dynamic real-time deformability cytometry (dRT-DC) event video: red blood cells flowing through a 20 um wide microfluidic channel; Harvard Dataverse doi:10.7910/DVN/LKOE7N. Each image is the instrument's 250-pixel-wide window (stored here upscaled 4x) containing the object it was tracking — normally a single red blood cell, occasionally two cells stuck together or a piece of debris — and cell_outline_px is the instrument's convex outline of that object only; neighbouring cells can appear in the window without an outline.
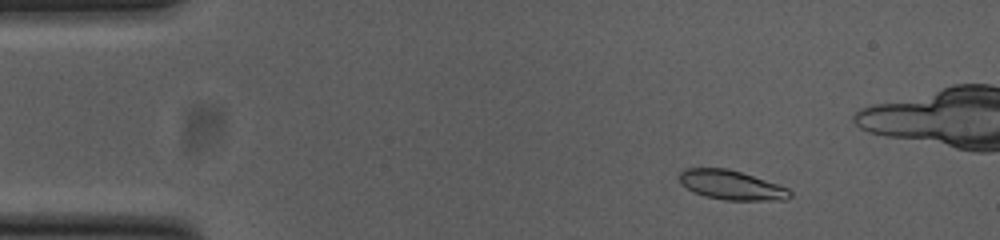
{"species": "common noctule bat (a hibernating species)", "species_latin": "Nyctalus noctula", "temperature_condition": "cold", "stored_images_in_passage": 33, "camera_frame_rate_fps": 3000, "um_per_image_px": 0.085, "animal": {"sex": "female", "body_mass_g": 23.0, "forearm_length_mm": 53.4}, "frame": {"image": 1, "passage_image": 7, "time_ms": 2.0, "image_size_px": [1000, 240], "cell_outline_px": [[792, 196], [788, 200], [724, 200], [704, 196], [680, 184], [680, 172], [684, 168], [728, 168], [788, 188], [792, 192]], "centroid_in_image_um": [62.17, 15.74], "position_along_channel_um": 22.8, "area_um2": 18.79}}
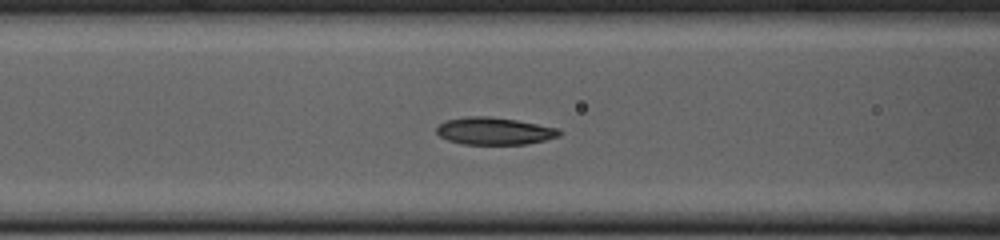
{"frame": {"image": 2, "passage_image": 21, "time_ms": 6.667, "image_size_px": [1000, 240], "cell_outline_px": [[564, 132], [560, 136], [528, 144], [464, 144], [448, 140], [440, 136], [436, 132], [436, 128], [444, 120], [464, 116], [488, 116], [516, 120], [560, 128]], "centroid_in_image_um": [42.04, 11.13], "position_along_channel_um": 124.6, "area_um2": 19.71}}
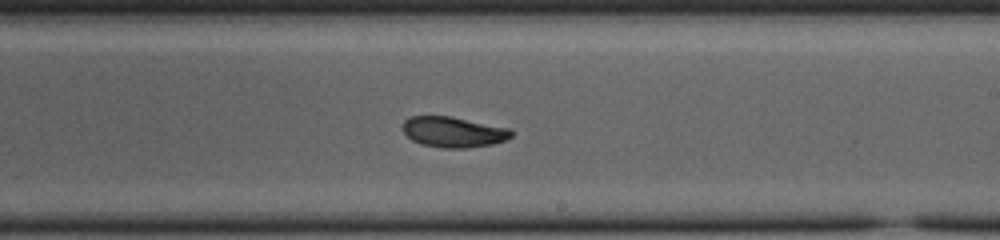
{"frame": {"image": 3, "passage_image": 31, "time_ms": 10.0, "image_size_px": [1000, 240], "cell_outline_px": [[512, 136], [504, 140], [492, 144], [468, 148], [444, 148], [420, 144], [412, 140], [404, 132], [404, 120], [412, 116], [452, 116], [508, 128], [512, 132]], "centroid_in_image_um": [38.53, 11.22], "position_along_channel_um": 250.5, "area_um2": 19.19}}